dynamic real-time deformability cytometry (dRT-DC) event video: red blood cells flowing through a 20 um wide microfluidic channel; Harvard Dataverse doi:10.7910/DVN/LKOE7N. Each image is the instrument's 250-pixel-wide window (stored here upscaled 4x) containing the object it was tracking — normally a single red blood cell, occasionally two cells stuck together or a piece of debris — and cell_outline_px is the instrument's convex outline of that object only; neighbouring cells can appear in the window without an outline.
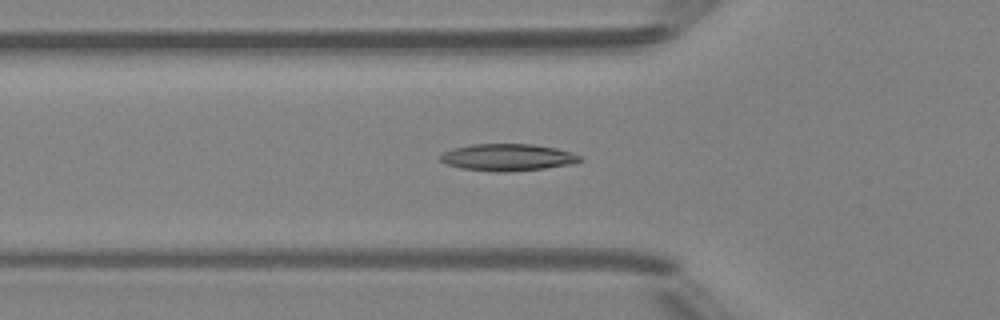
{"species": "Egyptian fruit bat (a non-hibernating species)", "species_latin": "Rousettus aegyptiacus", "temperature_condition": "room temperature", "stored_images_in_passage": 30, "camera_frame_rate_fps": 3000, "um_per_image_px": 0.085, "animal": {"sex": "female"}, "frame": {"image": 1, "passage_image": 3, "time_ms": 0.667, "image_size_px": [1000, 320], "cell_outline_px": [[580, 160], [572, 164], [544, 168], [508, 172], [496, 172], [460, 168], [444, 164], [440, 160], [440, 156], [444, 152], [452, 148], [472, 144], [532, 144], [556, 148], [572, 152], [580, 156]], "centroid_in_image_um": [43.11, 13.37], "position_along_channel_um": 82.7, "area_um2": 21.96}}
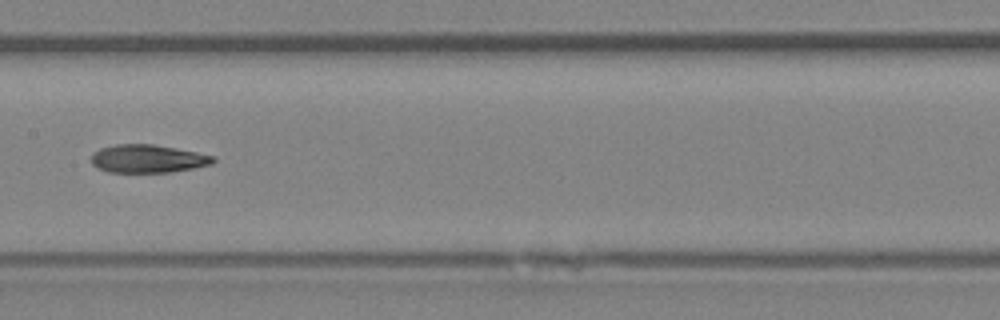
{"frame": {"image": 2, "passage_image": 11, "time_ms": 3.333, "image_size_px": [1000, 320], "cell_outline_px": [[216, 160], [212, 164], [172, 172], [108, 172], [92, 164], [92, 152], [100, 148], [116, 144], [152, 144], [176, 148], [216, 156]], "centroid_in_image_um": [12.57, 13.48], "position_along_channel_um": 194.8, "area_um2": 19.94}}
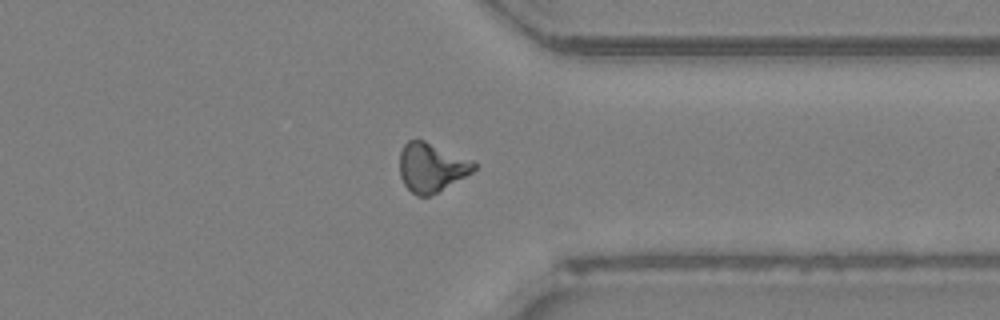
{"frame": {"image": 3, "passage_image": 24, "time_ms": 7.667, "image_size_px": [1000, 320], "cell_outline_px": [[480, 164], [472, 172], [436, 192], [428, 196], [416, 196], [404, 184], [400, 176], [400, 152], [404, 144], [408, 140], [424, 140], [472, 160]], "centroid_in_image_um": [36.67, 14.21], "position_along_channel_um": 374.7, "area_um2": 20.98}, "authors_computed_cell_mechanics": {"area_um2": 20.6635, "velocity_mm_per_s": 4.2201, "shape_relaxation_time_tau1_ms": null, "shape_relaxation_time_tau2_ms": 3.9362, "deformation_change_tau1": null, "deformation_change_tau2": 0.1191}}